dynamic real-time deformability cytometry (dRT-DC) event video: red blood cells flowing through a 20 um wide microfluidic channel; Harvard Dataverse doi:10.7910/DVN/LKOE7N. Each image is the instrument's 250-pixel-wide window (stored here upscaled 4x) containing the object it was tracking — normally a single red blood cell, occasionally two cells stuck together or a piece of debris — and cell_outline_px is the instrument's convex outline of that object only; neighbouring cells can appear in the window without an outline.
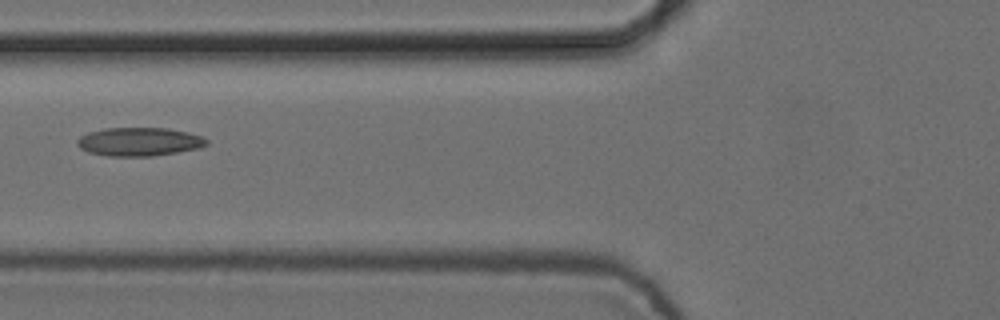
{"species": "common noctule bat (a hibernating species)", "species_latin": "Nyctalus noctula", "temperature_condition": "cold", "stored_images_in_passage": 2, "camera_frame_rate_fps": 3000, "um_per_image_px": 0.085, "animal": {"sex": "female", "body_mass_g": 24.6, "forearm_length_mm": 56.2}, "frame": {"image": 1, "passage_image": 2, "time_ms": 0.333, "image_size_px": [1000, 320], "cell_outline_px": [[208, 144], [200, 148], [152, 156], [108, 156], [88, 152], [80, 148], [76, 144], [76, 140], [80, 136], [88, 132], [104, 128], [168, 128], [188, 132], [200, 136], [208, 140]], "centroid_in_image_um": [11.81, 12.04], "position_along_channel_um": 114.0, "area_um2": 21.56}}